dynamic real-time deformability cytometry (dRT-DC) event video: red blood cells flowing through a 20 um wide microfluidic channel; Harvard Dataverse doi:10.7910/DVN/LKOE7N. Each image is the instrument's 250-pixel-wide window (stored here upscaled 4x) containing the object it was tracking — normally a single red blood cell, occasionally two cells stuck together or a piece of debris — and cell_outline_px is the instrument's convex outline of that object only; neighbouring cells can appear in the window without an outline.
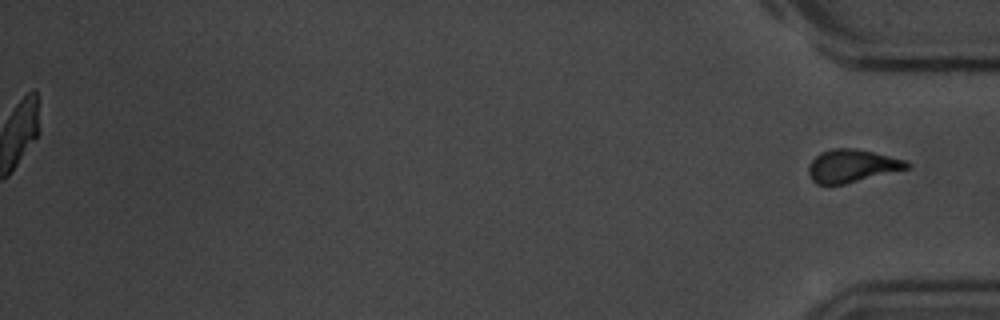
{"species": "common noctule bat (a hibernating species)", "species_latin": "Nyctalus noctula", "temperature_condition": "room temperature", "stored_images_in_passage": 55, "segment_of_instrument_passage": [2, 2], "camera_frame_rate_fps": 3000, "um_per_image_px": 0.085, "animal": {"sex": "male", "body_mass_g": 20.1, "forearm_length_mm": 53.5}, "frame": {"image": 1, "passage_image": 55, "time_ms": 18.0, "image_size_px": [1000, 320], "cell_outline_px": [[912, 164], [908, 168], [844, 184], [816, 184], [812, 180], [808, 172], [808, 168], [812, 160], [820, 152], [832, 148], [852, 148], [872, 152], [908, 160]], "centroid_in_image_um": [72.41, 14.09], "position_along_channel_um": 362.8, "area_um2": 18.67}}